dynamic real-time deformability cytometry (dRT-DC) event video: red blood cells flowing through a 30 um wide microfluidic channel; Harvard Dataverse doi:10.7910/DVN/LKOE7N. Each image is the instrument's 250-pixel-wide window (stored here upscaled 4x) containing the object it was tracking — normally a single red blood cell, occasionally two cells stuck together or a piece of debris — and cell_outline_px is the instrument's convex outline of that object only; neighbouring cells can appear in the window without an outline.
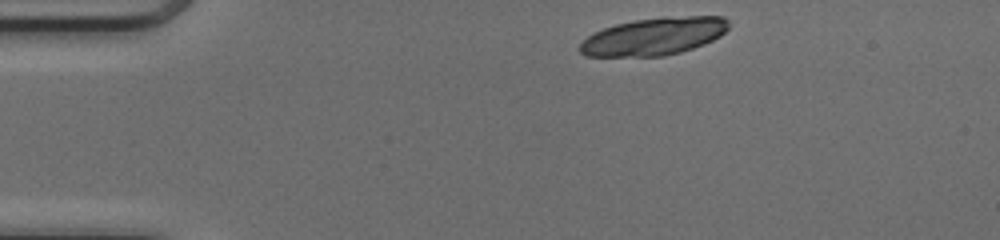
{"species": "common noctule bat (a hibernating species)", "species_latin": "Nyctalus noctula", "temperature_condition": "cold", "stored_images_in_passage": 41, "camera_frame_rate_fps": 3000, "um_per_image_px": 0.085, "animal": {"sex": "female", "body_mass_g": 17.0, "forearm_length_mm": 48.0}, "frame": {"image": 1, "passage_image": 1, "time_ms": 0.0, "image_size_px": [1000, 240], "cell_outline_px": [[728, 28], [720, 36], [704, 44], [680, 52], [664, 56], [588, 56], [580, 52], [580, 44], [588, 36], [604, 28], [616, 24], [636, 20], [664, 16], [724, 16], [728, 20]], "centroid_in_image_um": [55.62, 3.08], "position_along_channel_um": 29.4, "area_um2": 32.37}}
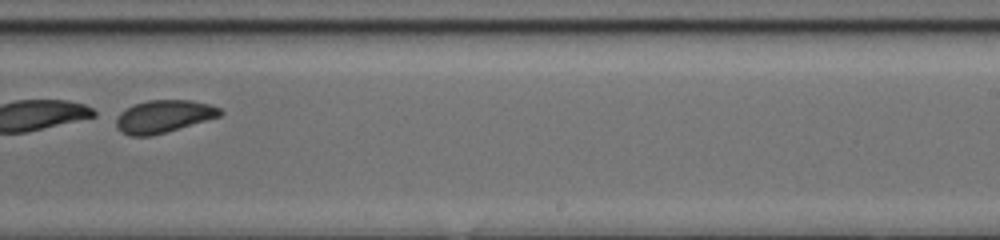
{"frame": {"image": 2, "passage_image": 24, "time_ms": 7.667, "image_size_px": [1000, 240], "cell_outline_px": [[224, 112], [220, 116], [152, 136], [128, 136], [120, 132], [116, 128], [116, 120], [120, 112], [136, 104], [148, 100], [192, 100], [208, 104], [220, 108]], "centroid_in_image_um": [13.89, 9.9], "position_along_channel_um": 275.1, "area_um2": 19.65}}
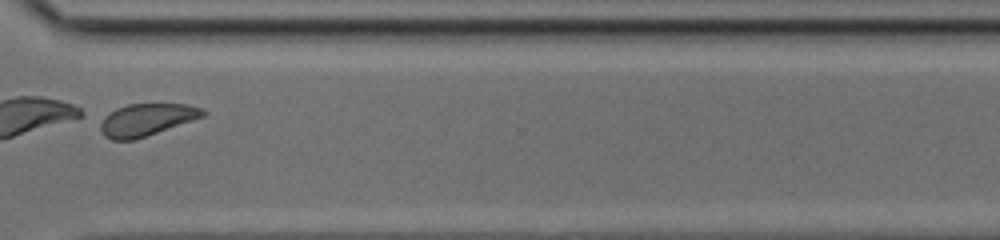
{"frame": {"image": 3, "passage_image": 30, "time_ms": 9.667, "image_size_px": [1000, 240], "cell_outline_px": [[208, 112], [204, 116], [132, 140], [112, 140], [104, 136], [100, 128], [100, 120], [104, 116], [116, 108], [128, 104], [188, 104], [204, 108]], "centroid_in_image_um": [12.44, 10.16], "position_along_channel_um": 358.2, "area_um2": 19.07}}